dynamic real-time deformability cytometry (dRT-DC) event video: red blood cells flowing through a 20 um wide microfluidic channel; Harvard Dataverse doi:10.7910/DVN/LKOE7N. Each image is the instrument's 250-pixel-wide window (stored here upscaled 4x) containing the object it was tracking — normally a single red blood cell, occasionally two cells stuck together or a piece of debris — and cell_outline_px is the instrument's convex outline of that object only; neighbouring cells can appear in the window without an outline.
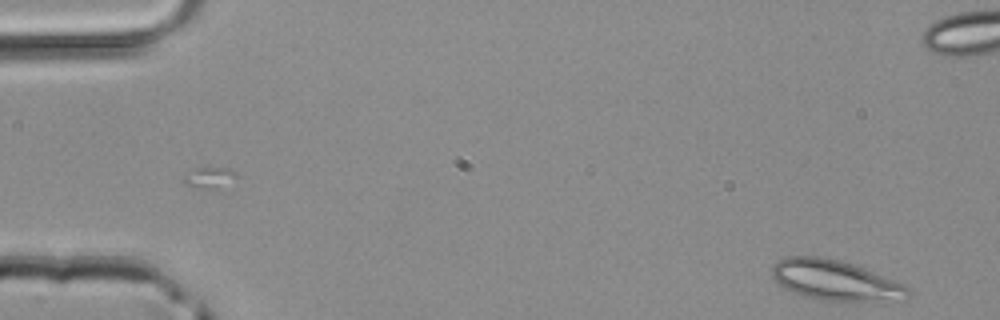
{"species": "common noctule bat (a hibernating species)", "species_latin": "Nyctalus noctula", "temperature_condition": "room temperature", "stored_images_in_passage": 7, "camera_frame_rate_fps": 3000, "um_per_image_px": 0.085, "animal": {"sex": "male", "body_mass_g": 20.4}, "frame": {"image": 1, "passage_image": 7, "time_ms": 2.0, "image_size_px": [1000, 320], "cell_outline_px": [[912, 296], [904, 300], [832, 304], [804, 296], [784, 288], [772, 276], [772, 264], [776, 260], [784, 256], [820, 256], [840, 260], [852, 264], [904, 284], [912, 288]], "centroid_in_image_um": [71.05, 23.88], "position_along_channel_um": 13.9, "area_um2": 33.12}}